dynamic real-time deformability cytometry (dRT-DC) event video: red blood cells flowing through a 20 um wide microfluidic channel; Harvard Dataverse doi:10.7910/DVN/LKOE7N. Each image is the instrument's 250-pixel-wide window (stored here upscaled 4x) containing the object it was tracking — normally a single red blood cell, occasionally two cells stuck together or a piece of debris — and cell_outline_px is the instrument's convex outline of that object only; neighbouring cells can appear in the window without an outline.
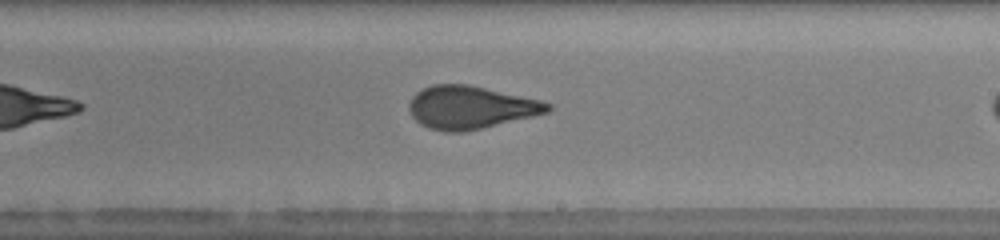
{"species": "human", "species_latin": "Homo sapiens", "temperature_condition": "warm", "stored_images_in_passage": 26, "camera_frame_rate_fps": 3000, "um_per_image_px": 0.085, "donor": {"sex": "male"}, "frame": {"image": 1, "passage_image": 15, "time_ms": 4.667, "image_size_px": [1000, 240], "cell_outline_px": [[552, 108], [548, 112], [484, 128], [464, 132], [444, 132], [428, 128], [420, 124], [412, 116], [408, 108], [408, 104], [412, 96], [416, 92], [432, 84], [468, 84], [540, 100], [552, 104]], "centroid_in_image_um": [39.96, 9.13], "position_along_channel_um": 249.0, "area_um2": 34.68}}